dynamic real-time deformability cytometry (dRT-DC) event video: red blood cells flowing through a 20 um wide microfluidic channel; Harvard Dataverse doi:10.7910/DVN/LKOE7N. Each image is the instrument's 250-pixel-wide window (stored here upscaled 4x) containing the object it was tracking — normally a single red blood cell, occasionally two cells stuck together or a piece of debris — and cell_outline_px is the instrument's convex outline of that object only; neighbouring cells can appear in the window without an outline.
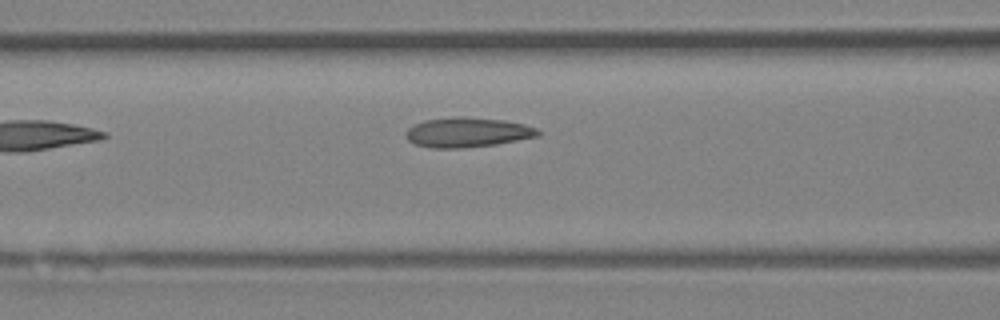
{"species": "Egyptian fruit bat (a non-hibernating species)", "species_latin": "Rousettus aegyptiacus", "temperature_condition": "room temperature", "stored_images_in_passage": 5, "camera_frame_rate_fps": 3000, "um_per_image_px": 0.085, "animal": {"sex": "female"}, "frame": {"image": 1, "passage_image": 5, "time_ms": 5.667, "image_size_px": [1000, 320], "cell_outline_px": [[540, 136], [496, 144], [460, 148], [432, 148], [416, 144], [408, 140], [404, 136], [404, 132], [408, 128], [424, 120], [456, 116], [460, 116], [504, 120], [524, 124], [536, 128], [540, 132]], "centroid_in_image_um": [39.71, 11.24], "position_along_channel_um": 126.9, "area_um2": 22.95}}